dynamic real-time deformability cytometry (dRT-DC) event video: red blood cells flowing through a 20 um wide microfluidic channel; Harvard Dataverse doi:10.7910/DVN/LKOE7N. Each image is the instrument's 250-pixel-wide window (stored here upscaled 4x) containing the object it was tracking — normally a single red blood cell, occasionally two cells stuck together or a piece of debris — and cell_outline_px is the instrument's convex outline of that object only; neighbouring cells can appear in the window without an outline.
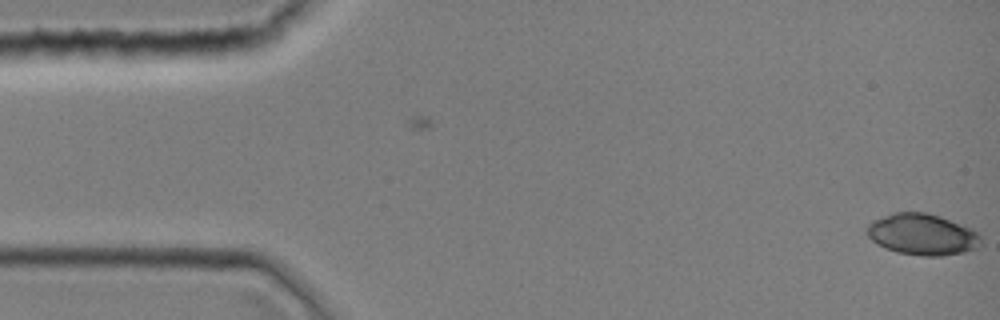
{"species": "common noctule bat (a hibernating species)", "species_latin": "Nyctalus noctula", "temperature_condition": "room temperature", "stored_images_in_passage": 5, "camera_frame_rate_fps": 3000, "um_per_image_px": 0.085, "animal": {"sex": "female", "body_mass_g": 19.0, "forearm_length_mm": 51.5}, "frame": {"image": 1, "passage_image": 5, "time_ms": 1.333, "image_size_px": [1000, 320], "cell_outline_px": [[984, 244], [976, 248], [960, 252], [940, 256], [924, 256], [896, 252], [884, 248], [876, 244], [868, 236], [864, 228], [872, 220], [892, 212], [928, 212], [940, 216], [972, 228], [980, 232]], "centroid_in_image_um": [78.39, 19.91], "position_along_channel_um": 6.6, "area_um2": 27.92}}